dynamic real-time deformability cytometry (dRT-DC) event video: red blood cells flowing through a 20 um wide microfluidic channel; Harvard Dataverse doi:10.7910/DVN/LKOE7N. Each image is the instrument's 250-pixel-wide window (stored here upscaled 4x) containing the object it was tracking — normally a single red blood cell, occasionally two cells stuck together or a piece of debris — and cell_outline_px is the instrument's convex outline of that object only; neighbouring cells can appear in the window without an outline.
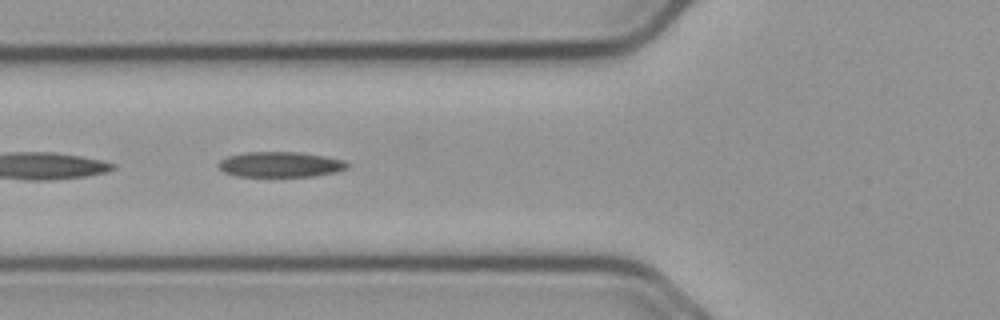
{"species": "common noctule bat (a hibernating species)", "species_latin": "Nyctalus noctula", "temperature_condition": "cold", "stored_images_in_passage": 15, "camera_frame_rate_fps": 3000, "um_per_image_px": 0.085, "animal": {"sex": "male", "body_mass_g": 23.1, "forearm_length_mm": 52.7}, "frame": {"image": 1, "passage_image": 5, "time_ms": 1.333, "image_size_px": [1000, 320], "cell_outline_px": [[348, 168], [336, 172], [312, 176], [236, 176], [224, 172], [216, 164], [220, 160], [228, 156], [248, 152], [296, 152], [324, 156], [344, 160], [348, 164]], "centroid_in_image_um": [23.81, 13.98], "position_along_channel_um": 102.0, "area_um2": 18.9}}
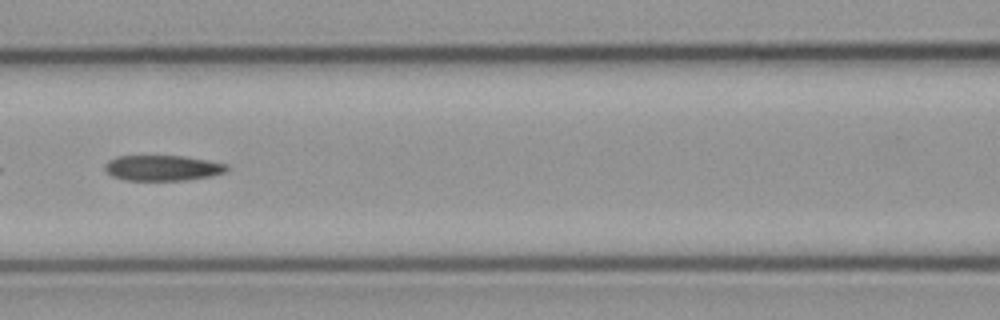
{"frame": {"image": 2, "passage_image": 9, "time_ms": 2.667, "image_size_px": [1000, 320], "cell_outline_px": [[228, 168], [224, 172], [208, 176], [184, 180], [124, 180], [112, 176], [104, 168], [104, 164], [108, 160], [116, 156], [184, 156], [208, 160], [228, 164]], "centroid_in_image_um": [13.78, 14.27], "position_along_channel_um": 152.8, "area_um2": 18.03}}